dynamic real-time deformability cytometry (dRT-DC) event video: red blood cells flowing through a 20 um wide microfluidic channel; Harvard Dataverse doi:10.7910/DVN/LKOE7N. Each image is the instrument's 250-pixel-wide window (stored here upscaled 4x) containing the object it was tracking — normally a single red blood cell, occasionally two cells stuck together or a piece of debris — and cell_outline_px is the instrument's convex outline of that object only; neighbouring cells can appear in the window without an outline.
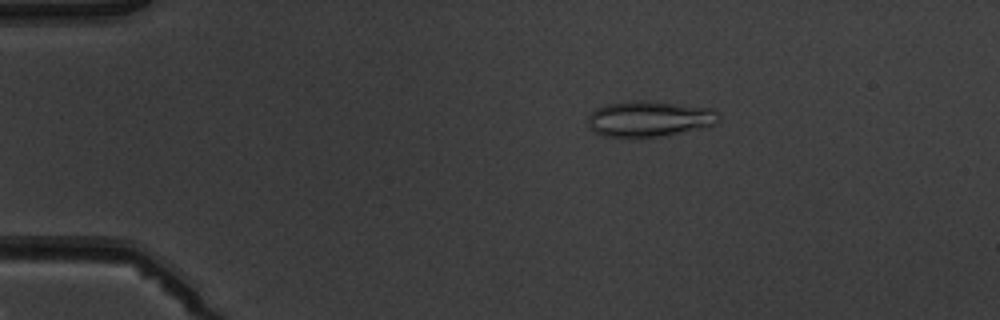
{"species": "common noctule bat (a hibernating species)", "species_latin": "Nyctalus noctula", "temperature_condition": "warm", "stored_images_in_passage": 8, "camera_frame_rate_fps": 3000, "um_per_image_px": 0.085, "animal": {"sex": "male", "body_mass_g": 19.5, "forearm_length_mm": 54.6}, "frame": {"image": 1, "passage_image": 2, "time_ms": 2.333, "image_size_px": [1000, 320], "cell_outline_px": [[716, 124], [700, 128], [660, 136], [600, 136], [592, 132], [588, 128], [588, 116], [596, 108], [604, 104], [640, 100], [712, 108], [716, 112]], "centroid_in_image_um": [55.1, 10.09], "position_along_channel_um": 29.9, "area_um2": 26.76}}
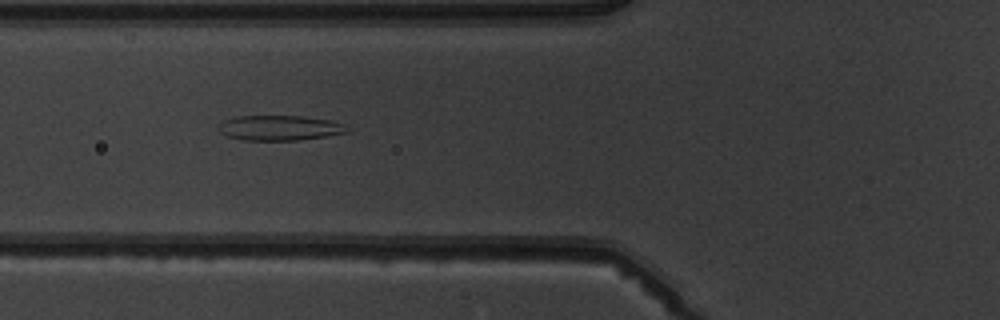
{"frame": {"image": 2, "passage_image": 5, "time_ms": 5.667, "image_size_px": [1000, 320], "cell_outline_px": [[348, 132], [324, 136], [296, 140], [244, 140], [228, 136], [220, 132], [220, 124], [224, 120], [236, 116], [304, 116], [332, 120], [344, 124], [348, 128]], "centroid_in_image_um": [23.79, 10.86], "position_along_channel_um": 102.0, "area_um2": 18.61}}
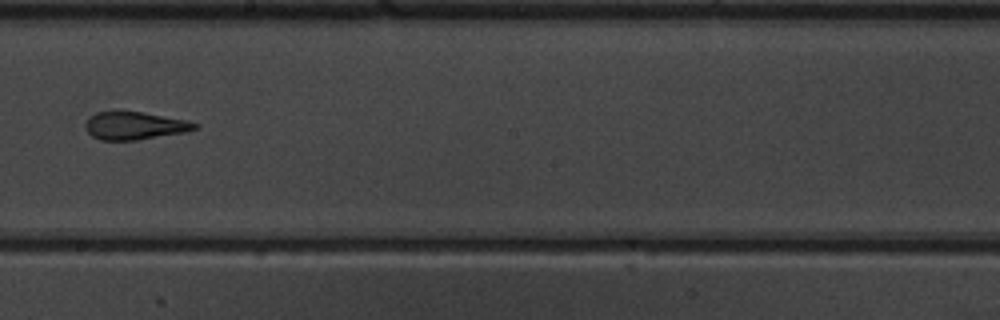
{"frame": {"image": 3, "passage_image": 8, "time_ms": 9.0, "image_size_px": [1000, 320], "cell_outline_px": [[200, 128], [184, 132], [136, 140], [100, 140], [92, 136], [84, 128], [84, 124], [88, 116], [96, 112], [120, 108], [184, 120], [200, 124]], "centroid_in_image_um": [11.36, 10.64], "position_along_channel_um": 236.8, "area_um2": 18.26}}